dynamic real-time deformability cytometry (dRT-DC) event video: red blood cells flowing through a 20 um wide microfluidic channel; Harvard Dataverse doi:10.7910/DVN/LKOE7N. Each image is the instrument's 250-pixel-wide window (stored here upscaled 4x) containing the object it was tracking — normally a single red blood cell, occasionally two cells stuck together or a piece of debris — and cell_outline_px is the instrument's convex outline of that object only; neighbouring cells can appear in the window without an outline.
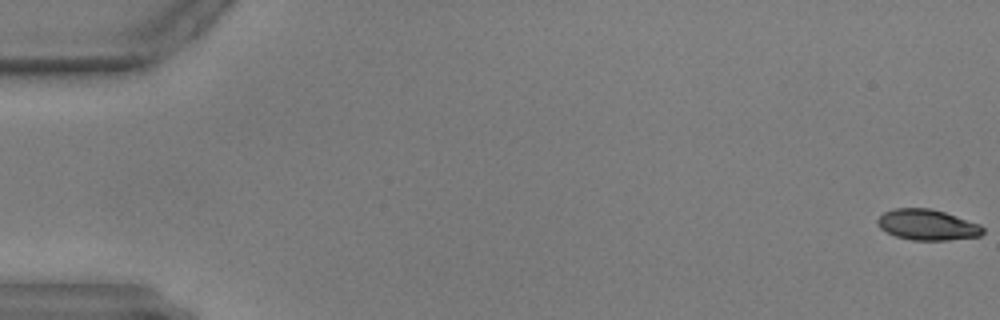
{"species": "common noctule bat (a hibernating species)", "species_latin": "Nyctalus noctula", "temperature_condition": "warm", "stored_images_in_passage": 59, "camera_frame_rate_fps": 3000, "um_per_image_px": 0.085, "animal": {"sex": "male", "body_mass_g": 17.9, "forearm_length_mm": 54.2}, "frame": {"image": 1, "passage_image": 1, "time_ms": 0.0, "image_size_px": [1000, 320], "cell_outline_px": [[984, 232], [980, 236], [948, 240], [912, 240], [896, 236], [880, 228], [876, 224], [876, 220], [884, 212], [892, 208], [932, 208], [980, 224], [984, 228]], "centroid_in_image_um": [78.81, 19.1], "position_along_channel_um": 6.2, "area_um2": 18.9}}
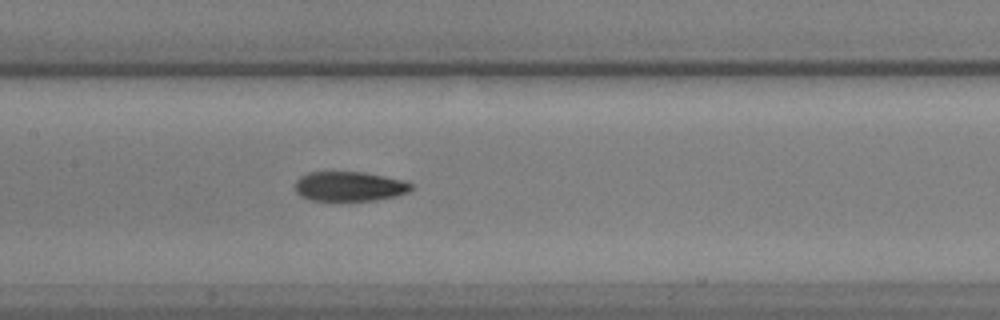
{"frame": {"image": 2, "passage_image": 29, "time_ms": 9.333, "image_size_px": [1000, 320], "cell_outline_px": [[412, 188], [408, 192], [396, 196], [372, 200], [308, 200], [300, 196], [292, 188], [296, 180], [300, 176], [308, 172], [364, 172], [404, 180], [412, 184]], "centroid_in_image_um": [29.64, 15.83], "position_along_channel_um": 177.8, "area_um2": 20.17}}
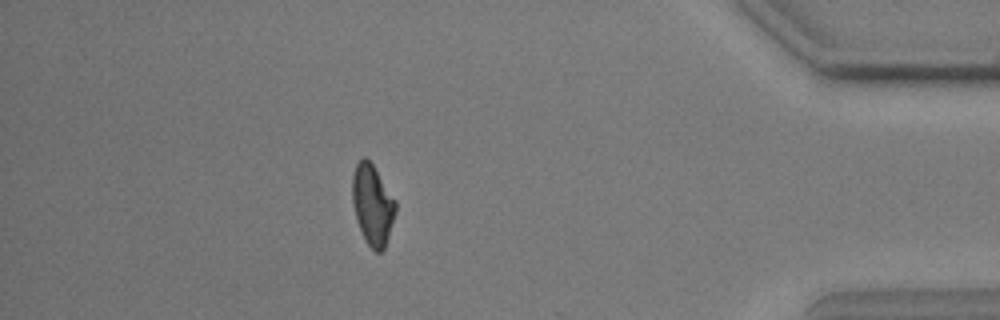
{"frame": {"image": 3, "passage_image": 52, "time_ms": 17.0, "image_size_px": [1000, 320], "cell_outline_px": [[396, 212], [384, 248], [380, 252], [376, 252], [364, 240], [356, 220], [352, 200], [352, 176], [356, 164], [364, 156], [372, 164], [396, 200]], "centroid_in_image_um": [31.65, 17.41], "position_along_channel_um": 403.5, "area_um2": 20.17}}